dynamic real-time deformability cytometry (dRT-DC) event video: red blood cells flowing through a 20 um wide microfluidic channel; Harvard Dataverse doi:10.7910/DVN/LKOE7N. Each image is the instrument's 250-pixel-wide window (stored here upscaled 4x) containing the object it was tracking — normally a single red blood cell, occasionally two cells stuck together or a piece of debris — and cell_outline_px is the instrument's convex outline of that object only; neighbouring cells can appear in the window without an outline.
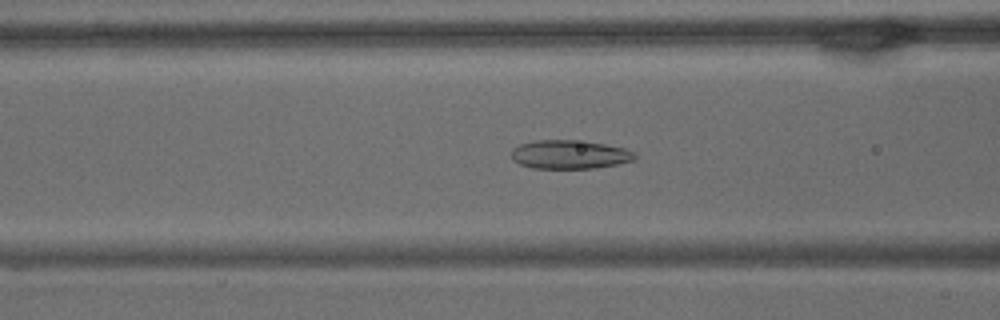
{"species": "common noctule bat (a hibernating species)", "species_latin": "Nyctalus noctula", "temperature_condition": "warm", "stored_images_in_passage": 59, "camera_frame_rate_fps": 3000, "um_per_image_px": 0.085, "animal": {"sex": "male", "body_mass_g": 15.6}, "frame": {"image": 1, "passage_image": 23, "time_ms": 7.333, "image_size_px": [1000, 320], "cell_outline_px": [[636, 160], [596, 168], [532, 168], [520, 164], [512, 160], [512, 148], [520, 144], [536, 140], [572, 140], [604, 144], [624, 148], [636, 152]], "centroid_in_image_um": [48.42, 13.13], "position_along_channel_um": 118.2, "area_um2": 20.63}}
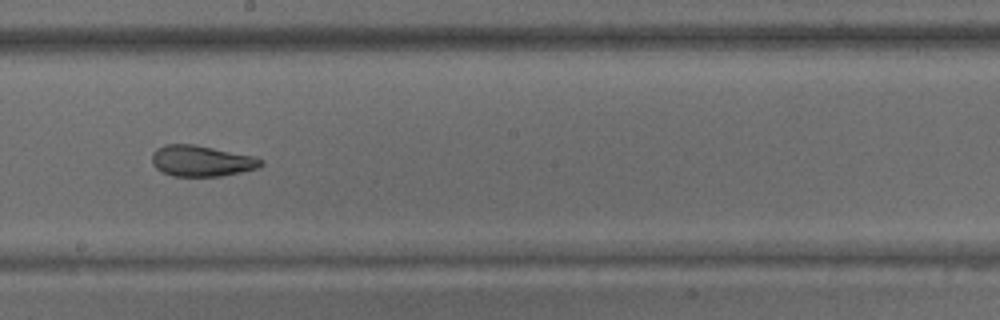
{"frame": {"image": 2, "passage_image": 33, "time_ms": 10.667, "image_size_px": [1000, 320], "cell_outline_px": [[264, 164], [260, 168], [220, 176], [172, 176], [156, 168], [152, 164], [152, 152], [156, 148], [164, 144], [196, 144], [252, 156], [264, 160]], "centroid_in_image_um": [17.12, 13.67], "position_along_channel_um": 231.1, "area_um2": 19.77}}
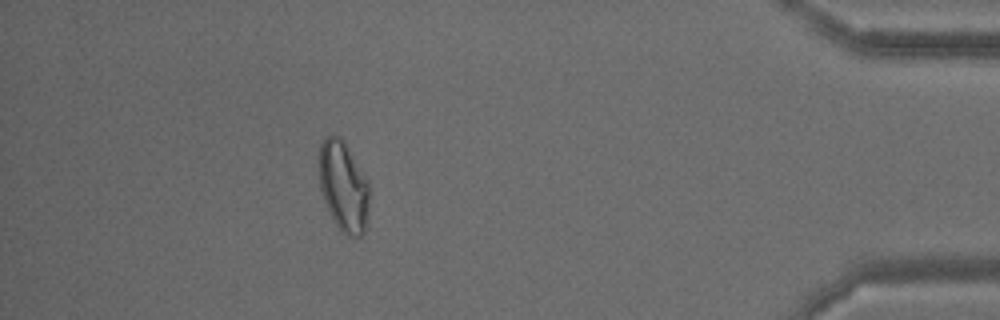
{"frame": {"image": 3, "passage_image": 53, "time_ms": 17.333, "image_size_px": [1000, 320], "cell_outline_px": [[368, 220], [364, 232], [360, 236], [348, 236], [336, 224], [320, 192], [320, 144], [324, 136], [340, 136], [344, 140], [368, 180]], "centroid_in_image_um": [29.21, 15.82], "position_along_channel_um": 406.0, "area_um2": 26.24}, "authors_computed_cell_mechanics": {"area_um2": 24.276, "velocity_mm_per_s": 3.3864, "shape_relaxation_time_tau1_ms": null, "shape_relaxation_time_tau2_ms": 2.5254, "deformation_change_tau1": null, "deformation_change_tau2": 0.0843}}